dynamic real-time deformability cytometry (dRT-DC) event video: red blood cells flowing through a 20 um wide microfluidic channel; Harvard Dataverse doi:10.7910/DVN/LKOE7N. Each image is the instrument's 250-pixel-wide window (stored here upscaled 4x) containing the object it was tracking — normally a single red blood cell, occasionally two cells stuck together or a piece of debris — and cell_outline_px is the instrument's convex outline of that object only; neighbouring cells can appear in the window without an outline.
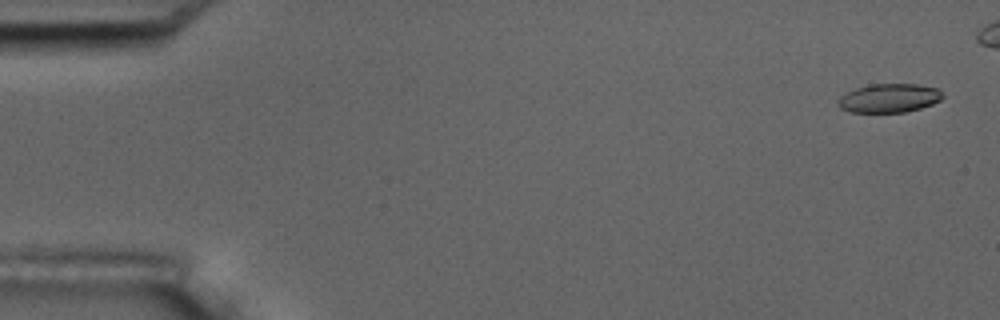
{"species": "common noctule bat (a hibernating species)", "species_latin": "Nyctalus noctula", "temperature_condition": "room temperature", "stored_images_in_passage": 5, "camera_frame_rate_fps": 3000, "um_per_image_px": 0.085, "animal": {"sex": "male", "body_mass_g": 17.5, "forearm_length_mm": 52.3}, "frame": {"image": 1, "passage_image": 1, "time_ms": 0.0, "image_size_px": [1000, 320], "cell_outline_px": [[944, 96], [940, 100], [932, 104], [920, 108], [904, 112], [852, 112], [840, 108], [836, 104], [836, 100], [840, 96], [856, 88], [868, 84], [916, 84], [936, 88]], "centroid_in_image_um": [75.53, 8.34], "position_along_channel_um": 9.5, "area_um2": 17.51}}